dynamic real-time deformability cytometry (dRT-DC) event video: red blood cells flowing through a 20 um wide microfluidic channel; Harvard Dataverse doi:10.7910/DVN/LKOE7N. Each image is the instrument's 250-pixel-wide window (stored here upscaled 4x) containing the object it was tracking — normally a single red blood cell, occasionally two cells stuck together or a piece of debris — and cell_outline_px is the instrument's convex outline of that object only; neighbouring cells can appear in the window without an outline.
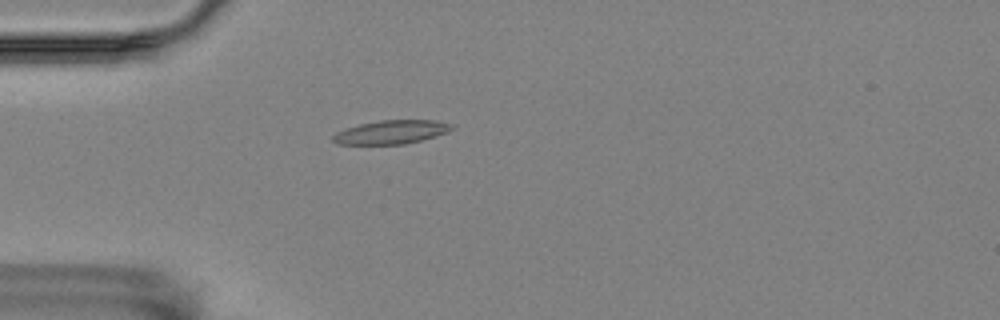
{"species": "Egyptian fruit bat (a non-hibernating species)", "species_latin": "Rousettus aegyptiacus", "temperature_condition": "room temperature", "stored_images_in_passage": 5, "camera_frame_rate_fps": 3000, "um_per_image_px": 0.085, "animal": {"sex": "female"}, "frame": {"image": 1, "passage_image": 4, "time_ms": 1.0, "image_size_px": [1000, 320], "cell_outline_px": [[452, 128], [448, 132], [420, 140], [404, 144], [336, 144], [332, 140], [332, 136], [336, 132], [360, 124], [380, 120], [432, 120], [452, 124]], "centroid_in_image_um": [33.23, 11.23], "position_along_channel_um": 51.8, "area_um2": 16.13}}